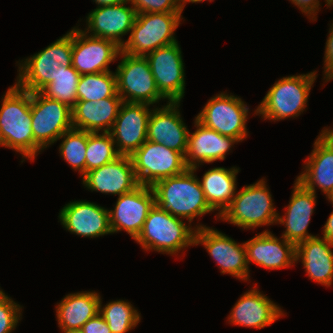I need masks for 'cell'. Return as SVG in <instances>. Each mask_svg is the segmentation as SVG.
<instances>
[{"label": "cell", "instance_id": "8992f818", "mask_svg": "<svg viewBox=\"0 0 333 333\" xmlns=\"http://www.w3.org/2000/svg\"><path fill=\"white\" fill-rule=\"evenodd\" d=\"M181 19V13L136 14L129 38L121 47V52L146 56L160 47L176 43L174 31Z\"/></svg>", "mask_w": 333, "mask_h": 333}, {"label": "cell", "instance_id": "5b68a950", "mask_svg": "<svg viewBox=\"0 0 333 333\" xmlns=\"http://www.w3.org/2000/svg\"><path fill=\"white\" fill-rule=\"evenodd\" d=\"M21 62L16 84L29 92H40L54 81L59 66H72V30Z\"/></svg>", "mask_w": 333, "mask_h": 333}, {"label": "cell", "instance_id": "9c48e42d", "mask_svg": "<svg viewBox=\"0 0 333 333\" xmlns=\"http://www.w3.org/2000/svg\"><path fill=\"white\" fill-rule=\"evenodd\" d=\"M139 184L153 186L157 181L185 172V156L162 144L146 140L131 156Z\"/></svg>", "mask_w": 333, "mask_h": 333}, {"label": "cell", "instance_id": "9a60e30c", "mask_svg": "<svg viewBox=\"0 0 333 333\" xmlns=\"http://www.w3.org/2000/svg\"><path fill=\"white\" fill-rule=\"evenodd\" d=\"M154 205L155 194L151 186L140 184L134 190L120 195L114 210H108L111 232L124 230L135 240Z\"/></svg>", "mask_w": 333, "mask_h": 333}, {"label": "cell", "instance_id": "f546056e", "mask_svg": "<svg viewBox=\"0 0 333 333\" xmlns=\"http://www.w3.org/2000/svg\"><path fill=\"white\" fill-rule=\"evenodd\" d=\"M120 97L117 93L116 74L112 71L83 74L77 86V101H99Z\"/></svg>", "mask_w": 333, "mask_h": 333}, {"label": "cell", "instance_id": "4dcf8cb0", "mask_svg": "<svg viewBox=\"0 0 333 333\" xmlns=\"http://www.w3.org/2000/svg\"><path fill=\"white\" fill-rule=\"evenodd\" d=\"M80 76L73 66H59L54 81L47 84L40 92L44 96L62 102L72 108L77 102V86Z\"/></svg>", "mask_w": 333, "mask_h": 333}, {"label": "cell", "instance_id": "f35d334b", "mask_svg": "<svg viewBox=\"0 0 333 333\" xmlns=\"http://www.w3.org/2000/svg\"><path fill=\"white\" fill-rule=\"evenodd\" d=\"M293 4H295L301 11L302 13L307 14L310 19L315 20L316 15L319 10V0H290Z\"/></svg>", "mask_w": 333, "mask_h": 333}, {"label": "cell", "instance_id": "5bb4252c", "mask_svg": "<svg viewBox=\"0 0 333 333\" xmlns=\"http://www.w3.org/2000/svg\"><path fill=\"white\" fill-rule=\"evenodd\" d=\"M120 52L121 47L111 40L72 29V66L80 75L110 71L108 65Z\"/></svg>", "mask_w": 333, "mask_h": 333}, {"label": "cell", "instance_id": "d6a6232c", "mask_svg": "<svg viewBox=\"0 0 333 333\" xmlns=\"http://www.w3.org/2000/svg\"><path fill=\"white\" fill-rule=\"evenodd\" d=\"M90 133L72 128L59 138L64 139L59 147L61 156L73 170H78L82 176L86 173V146Z\"/></svg>", "mask_w": 333, "mask_h": 333}, {"label": "cell", "instance_id": "f6af8a7d", "mask_svg": "<svg viewBox=\"0 0 333 333\" xmlns=\"http://www.w3.org/2000/svg\"><path fill=\"white\" fill-rule=\"evenodd\" d=\"M326 5L331 7L333 5V0H326Z\"/></svg>", "mask_w": 333, "mask_h": 333}, {"label": "cell", "instance_id": "ee69618b", "mask_svg": "<svg viewBox=\"0 0 333 333\" xmlns=\"http://www.w3.org/2000/svg\"><path fill=\"white\" fill-rule=\"evenodd\" d=\"M62 332H64V333H84L82 330H69V331L62 330Z\"/></svg>", "mask_w": 333, "mask_h": 333}, {"label": "cell", "instance_id": "f1b7e54d", "mask_svg": "<svg viewBox=\"0 0 333 333\" xmlns=\"http://www.w3.org/2000/svg\"><path fill=\"white\" fill-rule=\"evenodd\" d=\"M239 168L233 167L226 169L216 167L209 169L200 181L205 199L214 210H218V218L229 207L232 199L236 195V175Z\"/></svg>", "mask_w": 333, "mask_h": 333}, {"label": "cell", "instance_id": "b9f144b4", "mask_svg": "<svg viewBox=\"0 0 333 333\" xmlns=\"http://www.w3.org/2000/svg\"><path fill=\"white\" fill-rule=\"evenodd\" d=\"M323 137H325L330 143L333 144V129H324L320 133Z\"/></svg>", "mask_w": 333, "mask_h": 333}, {"label": "cell", "instance_id": "603a6c76", "mask_svg": "<svg viewBox=\"0 0 333 333\" xmlns=\"http://www.w3.org/2000/svg\"><path fill=\"white\" fill-rule=\"evenodd\" d=\"M194 123L197 129L193 133L189 132L185 154L187 167L194 171L198 169L200 163L224 160L231 146L239 142L233 137L221 135L217 131L203 126L196 119Z\"/></svg>", "mask_w": 333, "mask_h": 333}, {"label": "cell", "instance_id": "bcb514c9", "mask_svg": "<svg viewBox=\"0 0 333 333\" xmlns=\"http://www.w3.org/2000/svg\"><path fill=\"white\" fill-rule=\"evenodd\" d=\"M327 198L329 199V201H331L333 203V191L331 192V194Z\"/></svg>", "mask_w": 333, "mask_h": 333}, {"label": "cell", "instance_id": "ffe728a7", "mask_svg": "<svg viewBox=\"0 0 333 333\" xmlns=\"http://www.w3.org/2000/svg\"><path fill=\"white\" fill-rule=\"evenodd\" d=\"M127 3L96 7L86 17L85 32H92L91 36L111 40L122 47L125 42L121 37L131 31L137 14L133 6H126Z\"/></svg>", "mask_w": 333, "mask_h": 333}, {"label": "cell", "instance_id": "4316f807", "mask_svg": "<svg viewBox=\"0 0 333 333\" xmlns=\"http://www.w3.org/2000/svg\"><path fill=\"white\" fill-rule=\"evenodd\" d=\"M333 242L312 237L296 245V261L302 259L311 280L329 287L333 280Z\"/></svg>", "mask_w": 333, "mask_h": 333}, {"label": "cell", "instance_id": "e0dca14e", "mask_svg": "<svg viewBox=\"0 0 333 333\" xmlns=\"http://www.w3.org/2000/svg\"><path fill=\"white\" fill-rule=\"evenodd\" d=\"M83 184L91 191L122 195L140 184L130 156L120 155L105 165L92 169L82 176Z\"/></svg>", "mask_w": 333, "mask_h": 333}, {"label": "cell", "instance_id": "8d00e7d4", "mask_svg": "<svg viewBox=\"0 0 333 333\" xmlns=\"http://www.w3.org/2000/svg\"><path fill=\"white\" fill-rule=\"evenodd\" d=\"M328 39L325 46L324 73L326 81L333 79V24L330 26Z\"/></svg>", "mask_w": 333, "mask_h": 333}, {"label": "cell", "instance_id": "d590c367", "mask_svg": "<svg viewBox=\"0 0 333 333\" xmlns=\"http://www.w3.org/2000/svg\"><path fill=\"white\" fill-rule=\"evenodd\" d=\"M139 13H182L180 0H127Z\"/></svg>", "mask_w": 333, "mask_h": 333}, {"label": "cell", "instance_id": "83f0119b", "mask_svg": "<svg viewBox=\"0 0 333 333\" xmlns=\"http://www.w3.org/2000/svg\"><path fill=\"white\" fill-rule=\"evenodd\" d=\"M101 297L97 292H76L66 295L56 306L61 330H81L82 326L99 313Z\"/></svg>", "mask_w": 333, "mask_h": 333}, {"label": "cell", "instance_id": "836d02e7", "mask_svg": "<svg viewBox=\"0 0 333 333\" xmlns=\"http://www.w3.org/2000/svg\"><path fill=\"white\" fill-rule=\"evenodd\" d=\"M109 132L90 133L86 146V172L101 167L120 156Z\"/></svg>", "mask_w": 333, "mask_h": 333}, {"label": "cell", "instance_id": "7402d4cb", "mask_svg": "<svg viewBox=\"0 0 333 333\" xmlns=\"http://www.w3.org/2000/svg\"><path fill=\"white\" fill-rule=\"evenodd\" d=\"M290 202L283 216H278L277 223L285 225V232L281 238L293 243H299L315 237L307 232L311 215L316 203V193L307 190L299 181L295 180Z\"/></svg>", "mask_w": 333, "mask_h": 333}, {"label": "cell", "instance_id": "6da1fadb", "mask_svg": "<svg viewBox=\"0 0 333 333\" xmlns=\"http://www.w3.org/2000/svg\"><path fill=\"white\" fill-rule=\"evenodd\" d=\"M31 124V92L15 84L2 97L0 146L14 149L33 161L43 149L34 141Z\"/></svg>", "mask_w": 333, "mask_h": 333}, {"label": "cell", "instance_id": "ab89813d", "mask_svg": "<svg viewBox=\"0 0 333 333\" xmlns=\"http://www.w3.org/2000/svg\"><path fill=\"white\" fill-rule=\"evenodd\" d=\"M331 204L333 205V203ZM323 233L322 237L333 242V212L329 215V218L323 226Z\"/></svg>", "mask_w": 333, "mask_h": 333}, {"label": "cell", "instance_id": "44dd1931", "mask_svg": "<svg viewBox=\"0 0 333 333\" xmlns=\"http://www.w3.org/2000/svg\"><path fill=\"white\" fill-rule=\"evenodd\" d=\"M282 239H278L270 231L264 230L245 242L248 265L253 262L267 269H280L294 265L296 246L286 239Z\"/></svg>", "mask_w": 333, "mask_h": 333}, {"label": "cell", "instance_id": "2e32d148", "mask_svg": "<svg viewBox=\"0 0 333 333\" xmlns=\"http://www.w3.org/2000/svg\"><path fill=\"white\" fill-rule=\"evenodd\" d=\"M146 103L123 102L110 134L120 155L131 156L147 140L148 121L151 115ZM150 110V111H149Z\"/></svg>", "mask_w": 333, "mask_h": 333}, {"label": "cell", "instance_id": "7bdbcfd3", "mask_svg": "<svg viewBox=\"0 0 333 333\" xmlns=\"http://www.w3.org/2000/svg\"><path fill=\"white\" fill-rule=\"evenodd\" d=\"M205 0H180V3H181V7H182V10L184 8V6L186 5V2H191V3H198V2H203ZM210 2L213 1V0H209Z\"/></svg>", "mask_w": 333, "mask_h": 333}, {"label": "cell", "instance_id": "1f68e13d", "mask_svg": "<svg viewBox=\"0 0 333 333\" xmlns=\"http://www.w3.org/2000/svg\"><path fill=\"white\" fill-rule=\"evenodd\" d=\"M99 314L107 322L111 333H126L136 327L141 319L132 304L124 300L111 301L103 308L100 300Z\"/></svg>", "mask_w": 333, "mask_h": 333}, {"label": "cell", "instance_id": "7a4b0ae2", "mask_svg": "<svg viewBox=\"0 0 333 333\" xmlns=\"http://www.w3.org/2000/svg\"><path fill=\"white\" fill-rule=\"evenodd\" d=\"M152 189L156 206L175 217L188 219L189 224L196 216L213 211L192 168L157 181Z\"/></svg>", "mask_w": 333, "mask_h": 333}, {"label": "cell", "instance_id": "ac0fdd59", "mask_svg": "<svg viewBox=\"0 0 333 333\" xmlns=\"http://www.w3.org/2000/svg\"><path fill=\"white\" fill-rule=\"evenodd\" d=\"M180 102H168L162 108L151 110L148 121L147 140L176 150L184 156L187 150L189 131L178 110Z\"/></svg>", "mask_w": 333, "mask_h": 333}, {"label": "cell", "instance_id": "30bf717a", "mask_svg": "<svg viewBox=\"0 0 333 333\" xmlns=\"http://www.w3.org/2000/svg\"><path fill=\"white\" fill-rule=\"evenodd\" d=\"M248 110L241 98L220 93L207 102L195 119L203 126L240 142L248 135L246 128Z\"/></svg>", "mask_w": 333, "mask_h": 333}, {"label": "cell", "instance_id": "60d3db41", "mask_svg": "<svg viewBox=\"0 0 333 333\" xmlns=\"http://www.w3.org/2000/svg\"><path fill=\"white\" fill-rule=\"evenodd\" d=\"M95 3L100 6H111V5H117L121 4L123 2H126L127 0H93Z\"/></svg>", "mask_w": 333, "mask_h": 333}, {"label": "cell", "instance_id": "74e56055", "mask_svg": "<svg viewBox=\"0 0 333 333\" xmlns=\"http://www.w3.org/2000/svg\"><path fill=\"white\" fill-rule=\"evenodd\" d=\"M84 333H111L107 322L98 313L96 316L88 320L81 328Z\"/></svg>", "mask_w": 333, "mask_h": 333}, {"label": "cell", "instance_id": "8fae6325", "mask_svg": "<svg viewBox=\"0 0 333 333\" xmlns=\"http://www.w3.org/2000/svg\"><path fill=\"white\" fill-rule=\"evenodd\" d=\"M31 120L34 141L42 149L73 128L71 108L41 92H31Z\"/></svg>", "mask_w": 333, "mask_h": 333}, {"label": "cell", "instance_id": "d4e9b609", "mask_svg": "<svg viewBox=\"0 0 333 333\" xmlns=\"http://www.w3.org/2000/svg\"><path fill=\"white\" fill-rule=\"evenodd\" d=\"M313 145L314 149L305 161V170L296 180L314 193L319 186L328 197L333 191V144L320 134Z\"/></svg>", "mask_w": 333, "mask_h": 333}, {"label": "cell", "instance_id": "cb8c5ba5", "mask_svg": "<svg viewBox=\"0 0 333 333\" xmlns=\"http://www.w3.org/2000/svg\"><path fill=\"white\" fill-rule=\"evenodd\" d=\"M283 313L278 305L254 287L236 302L228 320L231 324L262 329L284 316Z\"/></svg>", "mask_w": 333, "mask_h": 333}, {"label": "cell", "instance_id": "4fadbf2b", "mask_svg": "<svg viewBox=\"0 0 333 333\" xmlns=\"http://www.w3.org/2000/svg\"><path fill=\"white\" fill-rule=\"evenodd\" d=\"M178 42L160 47L145 57L160 94L168 102H180L184 97V63Z\"/></svg>", "mask_w": 333, "mask_h": 333}, {"label": "cell", "instance_id": "e575fe53", "mask_svg": "<svg viewBox=\"0 0 333 333\" xmlns=\"http://www.w3.org/2000/svg\"><path fill=\"white\" fill-rule=\"evenodd\" d=\"M21 306L0 289V333H11L21 319Z\"/></svg>", "mask_w": 333, "mask_h": 333}, {"label": "cell", "instance_id": "d6986e66", "mask_svg": "<svg viewBox=\"0 0 333 333\" xmlns=\"http://www.w3.org/2000/svg\"><path fill=\"white\" fill-rule=\"evenodd\" d=\"M61 224L71 233L95 238L111 234L109 211L89 201H73L59 213Z\"/></svg>", "mask_w": 333, "mask_h": 333}, {"label": "cell", "instance_id": "277c9868", "mask_svg": "<svg viewBox=\"0 0 333 333\" xmlns=\"http://www.w3.org/2000/svg\"><path fill=\"white\" fill-rule=\"evenodd\" d=\"M315 71L279 79L269 89L255 114L264 119L279 121L298 117L306 108L309 92L316 80Z\"/></svg>", "mask_w": 333, "mask_h": 333}, {"label": "cell", "instance_id": "484cf974", "mask_svg": "<svg viewBox=\"0 0 333 333\" xmlns=\"http://www.w3.org/2000/svg\"><path fill=\"white\" fill-rule=\"evenodd\" d=\"M123 100L109 97L95 101H77L71 108L73 128L91 133L110 132Z\"/></svg>", "mask_w": 333, "mask_h": 333}, {"label": "cell", "instance_id": "ba28073f", "mask_svg": "<svg viewBox=\"0 0 333 333\" xmlns=\"http://www.w3.org/2000/svg\"><path fill=\"white\" fill-rule=\"evenodd\" d=\"M116 69L117 93L123 102L153 105L165 99L159 92L148 59L120 52Z\"/></svg>", "mask_w": 333, "mask_h": 333}, {"label": "cell", "instance_id": "7c38bea8", "mask_svg": "<svg viewBox=\"0 0 333 333\" xmlns=\"http://www.w3.org/2000/svg\"><path fill=\"white\" fill-rule=\"evenodd\" d=\"M195 245H204L216 261L221 273L230 274L238 279H249L245 244H238L232 238L214 228L199 225L195 227Z\"/></svg>", "mask_w": 333, "mask_h": 333}, {"label": "cell", "instance_id": "3957f363", "mask_svg": "<svg viewBox=\"0 0 333 333\" xmlns=\"http://www.w3.org/2000/svg\"><path fill=\"white\" fill-rule=\"evenodd\" d=\"M195 232L190 224L187 226L181 218L162 211L155 204L135 241L144 250L176 255L185 247L195 245Z\"/></svg>", "mask_w": 333, "mask_h": 333}, {"label": "cell", "instance_id": "52a82bcc", "mask_svg": "<svg viewBox=\"0 0 333 333\" xmlns=\"http://www.w3.org/2000/svg\"><path fill=\"white\" fill-rule=\"evenodd\" d=\"M264 180L244 186L219 218L243 229L277 223L279 214Z\"/></svg>", "mask_w": 333, "mask_h": 333}]
</instances>
